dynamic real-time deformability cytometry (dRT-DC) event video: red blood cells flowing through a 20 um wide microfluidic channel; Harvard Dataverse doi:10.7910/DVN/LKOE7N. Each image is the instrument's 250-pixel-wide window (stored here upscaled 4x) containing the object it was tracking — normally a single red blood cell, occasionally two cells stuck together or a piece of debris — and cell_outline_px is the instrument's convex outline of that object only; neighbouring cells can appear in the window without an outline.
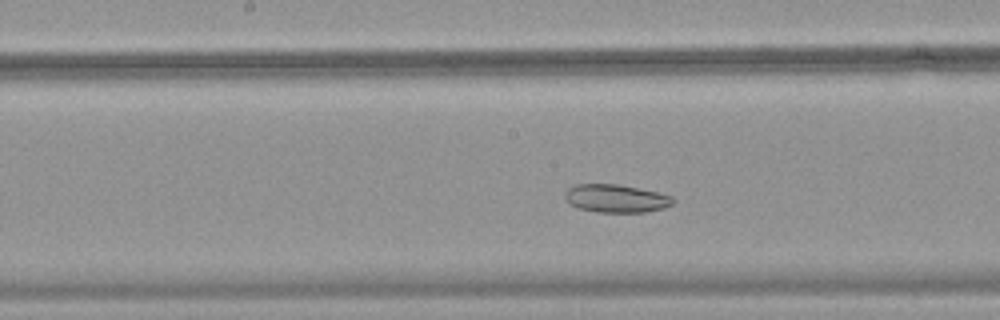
{"species": "common noctule bat (a hibernating species)", "species_latin": "Nyctalus noctula", "temperature_condition": "warm", "stored_images_in_passage": 41, "camera_frame_rate_fps": 3000, "um_per_image_px": 0.085, "animal": {"sex": "female", "body_mass_g": 18.4}, "frame": {"image": 1, "passage_image": 20, "time_ms": 6.333, "image_size_px": [1000, 320], "cell_outline_px": [[676, 200], [672, 204], [664, 208], [644, 212], [596, 212], [576, 208], [568, 204], [564, 200], [564, 192], [568, 188], [576, 184], [620, 184], [660, 192], [672, 196]], "centroid_in_image_um": [52.33, 16.86], "position_along_channel_um": 195.9, "area_um2": 18.09}}
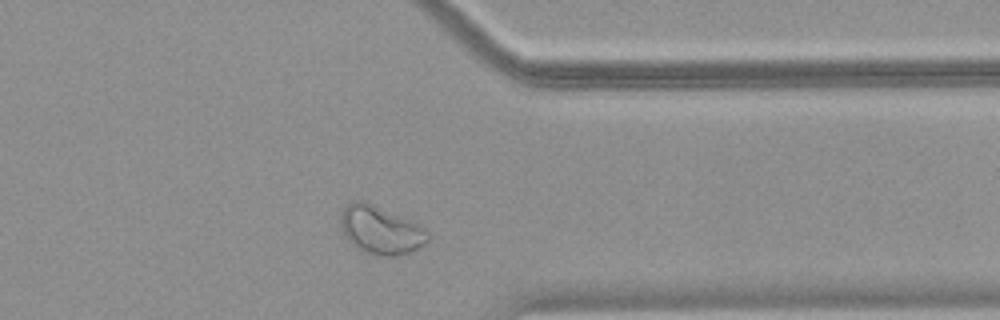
{"frame": {"image": 2, "passage_image": 34, "time_ms": 11.0, "image_size_px": [1000, 320], "cell_outline_px": [[428, 240], [424, 244], [412, 252], [396, 256], [376, 256], [360, 252], [344, 236], [340, 224], [340, 216], [344, 208], [348, 204], [356, 200], [360, 200], [420, 224], [428, 232]], "centroid_in_image_um": [32.34, 19.6], "position_along_channel_um": 379.1, "area_um2": 24.45}}
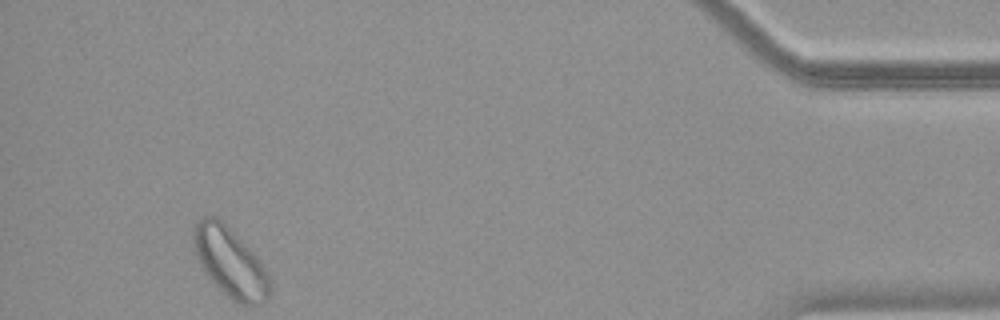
{"frame": {"image": 3, "passage_image": 41, "time_ms": 13.333, "image_size_px": [1000, 320], "cell_outline_px": [[268, 300], [264, 304], [240, 304], [232, 300], [208, 276], [196, 256], [192, 240], [192, 228], [196, 220], [204, 216], [216, 216], [256, 256], [264, 268], [268, 276]], "centroid_in_image_um": [19.51, 22.28], "position_along_channel_um": 415.7, "area_um2": 30.06}}